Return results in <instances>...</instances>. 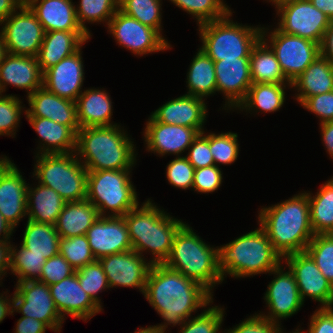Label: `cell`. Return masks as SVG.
<instances>
[{
    "mask_svg": "<svg viewBox=\"0 0 333 333\" xmlns=\"http://www.w3.org/2000/svg\"><path fill=\"white\" fill-rule=\"evenodd\" d=\"M143 295L165 321L154 325L160 333H166L168 325L181 326L193 312L213 303V294L202 284L164 264L152 265Z\"/></svg>",
    "mask_w": 333,
    "mask_h": 333,
    "instance_id": "1",
    "label": "cell"
},
{
    "mask_svg": "<svg viewBox=\"0 0 333 333\" xmlns=\"http://www.w3.org/2000/svg\"><path fill=\"white\" fill-rule=\"evenodd\" d=\"M258 215V225L282 258L304 252L315 235L306 191L278 204L263 207Z\"/></svg>",
    "mask_w": 333,
    "mask_h": 333,
    "instance_id": "2",
    "label": "cell"
},
{
    "mask_svg": "<svg viewBox=\"0 0 333 333\" xmlns=\"http://www.w3.org/2000/svg\"><path fill=\"white\" fill-rule=\"evenodd\" d=\"M121 128L116 124L78 130L75 154L87 171L132 170L138 153L132 139Z\"/></svg>",
    "mask_w": 333,
    "mask_h": 333,
    "instance_id": "3",
    "label": "cell"
},
{
    "mask_svg": "<svg viewBox=\"0 0 333 333\" xmlns=\"http://www.w3.org/2000/svg\"><path fill=\"white\" fill-rule=\"evenodd\" d=\"M139 204L123 217L132 249L144 257L152 254V264H163L169 257L178 230L186 223L161 210L151 199Z\"/></svg>",
    "mask_w": 333,
    "mask_h": 333,
    "instance_id": "4",
    "label": "cell"
},
{
    "mask_svg": "<svg viewBox=\"0 0 333 333\" xmlns=\"http://www.w3.org/2000/svg\"><path fill=\"white\" fill-rule=\"evenodd\" d=\"M282 260L284 259L274 249L260 226L227 244L218 246V268L223 280L228 274L234 278L270 274Z\"/></svg>",
    "mask_w": 333,
    "mask_h": 333,
    "instance_id": "5",
    "label": "cell"
},
{
    "mask_svg": "<svg viewBox=\"0 0 333 333\" xmlns=\"http://www.w3.org/2000/svg\"><path fill=\"white\" fill-rule=\"evenodd\" d=\"M166 267L197 281L213 293L224 280L218 268V246L207 244L188 223L176 233Z\"/></svg>",
    "mask_w": 333,
    "mask_h": 333,
    "instance_id": "6",
    "label": "cell"
},
{
    "mask_svg": "<svg viewBox=\"0 0 333 333\" xmlns=\"http://www.w3.org/2000/svg\"><path fill=\"white\" fill-rule=\"evenodd\" d=\"M226 17L198 25L201 49L214 62L223 59L249 58L252 47L261 38L262 27L234 22Z\"/></svg>",
    "mask_w": 333,
    "mask_h": 333,
    "instance_id": "7",
    "label": "cell"
},
{
    "mask_svg": "<svg viewBox=\"0 0 333 333\" xmlns=\"http://www.w3.org/2000/svg\"><path fill=\"white\" fill-rule=\"evenodd\" d=\"M131 171H88L86 199L98 209L100 216H124L139 204Z\"/></svg>",
    "mask_w": 333,
    "mask_h": 333,
    "instance_id": "8",
    "label": "cell"
},
{
    "mask_svg": "<svg viewBox=\"0 0 333 333\" xmlns=\"http://www.w3.org/2000/svg\"><path fill=\"white\" fill-rule=\"evenodd\" d=\"M33 177L55 190L66 202L86 199L88 171L75 152L35 155Z\"/></svg>",
    "mask_w": 333,
    "mask_h": 333,
    "instance_id": "9",
    "label": "cell"
},
{
    "mask_svg": "<svg viewBox=\"0 0 333 333\" xmlns=\"http://www.w3.org/2000/svg\"><path fill=\"white\" fill-rule=\"evenodd\" d=\"M267 29L262 27L261 38L274 51L285 77L292 83L320 56V45L277 28L270 33Z\"/></svg>",
    "mask_w": 333,
    "mask_h": 333,
    "instance_id": "10",
    "label": "cell"
},
{
    "mask_svg": "<svg viewBox=\"0 0 333 333\" xmlns=\"http://www.w3.org/2000/svg\"><path fill=\"white\" fill-rule=\"evenodd\" d=\"M1 25L7 53L37 57L45 32L36 14L25 2Z\"/></svg>",
    "mask_w": 333,
    "mask_h": 333,
    "instance_id": "11",
    "label": "cell"
},
{
    "mask_svg": "<svg viewBox=\"0 0 333 333\" xmlns=\"http://www.w3.org/2000/svg\"><path fill=\"white\" fill-rule=\"evenodd\" d=\"M107 28L117 44L134 55L142 56L171 49V44L156 29L125 15L119 9L109 20Z\"/></svg>",
    "mask_w": 333,
    "mask_h": 333,
    "instance_id": "12",
    "label": "cell"
},
{
    "mask_svg": "<svg viewBox=\"0 0 333 333\" xmlns=\"http://www.w3.org/2000/svg\"><path fill=\"white\" fill-rule=\"evenodd\" d=\"M13 295V312L46 323L60 333L63 321L50 293L49 285L39 280L17 282Z\"/></svg>",
    "mask_w": 333,
    "mask_h": 333,
    "instance_id": "13",
    "label": "cell"
},
{
    "mask_svg": "<svg viewBox=\"0 0 333 333\" xmlns=\"http://www.w3.org/2000/svg\"><path fill=\"white\" fill-rule=\"evenodd\" d=\"M278 30L321 44L331 20L309 0L291 2L276 8Z\"/></svg>",
    "mask_w": 333,
    "mask_h": 333,
    "instance_id": "14",
    "label": "cell"
},
{
    "mask_svg": "<svg viewBox=\"0 0 333 333\" xmlns=\"http://www.w3.org/2000/svg\"><path fill=\"white\" fill-rule=\"evenodd\" d=\"M287 267L294 275L300 296L304 303L308 296L321 303L320 308L333 305V286L321 273L315 261L306 252H297L283 257Z\"/></svg>",
    "mask_w": 333,
    "mask_h": 333,
    "instance_id": "15",
    "label": "cell"
},
{
    "mask_svg": "<svg viewBox=\"0 0 333 333\" xmlns=\"http://www.w3.org/2000/svg\"><path fill=\"white\" fill-rule=\"evenodd\" d=\"M270 273L274 274V279L269 283L267 291L264 294V301L269 312L267 315L263 312L259 314L281 325V320L290 318L296 314L304 303L294 275L289 268L288 271H284V267L280 264Z\"/></svg>",
    "mask_w": 333,
    "mask_h": 333,
    "instance_id": "16",
    "label": "cell"
},
{
    "mask_svg": "<svg viewBox=\"0 0 333 333\" xmlns=\"http://www.w3.org/2000/svg\"><path fill=\"white\" fill-rule=\"evenodd\" d=\"M28 185L9 157H0V213L14 229L27 216Z\"/></svg>",
    "mask_w": 333,
    "mask_h": 333,
    "instance_id": "17",
    "label": "cell"
},
{
    "mask_svg": "<svg viewBox=\"0 0 333 333\" xmlns=\"http://www.w3.org/2000/svg\"><path fill=\"white\" fill-rule=\"evenodd\" d=\"M106 274L110 288L134 287L142 294L145 292L146 281L152 262L136 251L112 254L99 259Z\"/></svg>",
    "mask_w": 333,
    "mask_h": 333,
    "instance_id": "18",
    "label": "cell"
},
{
    "mask_svg": "<svg viewBox=\"0 0 333 333\" xmlns=\"http://www.w3.org/2000/svg\"><path fill=\"white\" fill-rule=\"evenodd\" d=\"M86 236L96 260L132 250L123 216H100L87 230Z\"/></svg>",
    "mask_w": 333,
    "mask_h": 333,
    "instance_id": "19",
    "label": "cell"
},
{
    "mask_svg": "<svg viewBox=\"0 0 333 333\" xmlns=\"http://www.w3.org/2000/svg\"><path fill=\"white\" fill-rule=\"evenodd\" d=\"M146 150L160 156L174 154L180 156L191 146L199 132L193 127L158 122L152 115L144 128Z\"/></svg>",
    "mask_w": 333,
    "mask_h": 333,
    "instance_id": "20",
    "label": "cell"
},
{
    "mask_svg": "<svg viewBox=\"0 0 333 333\" xmlns=\"http://www.w3.org/2000/svg\"><path fill=\"white\" fill-rule=\"evenodd\" d=\"M214 66L217 92L226 99L222 109H236L252 85L249 58L223 59Z\"/></svg>",
    "mask_w": 333,
    "mask_h": 333,
    "instance_id": "21",
    "label": "cell"
},
{
    "mask_svg": "<svg viewBox=\"0 0 333 333\" xmlns=\"http://www.w3.org/2000/svg\"><path fill=\"white\" fill-rule=\"evenodd\" d=\"M49 289L53 301L64 319L65 315L69 314L70 317L86 322L103 310L81 287L76 272L60 282L49 285Z\"/></svg>",
    "mask_w": 333,
    "mask_h": 333,
    "instance_id": "22",
    "label": "cell"
},
{
    "mask_svg": "<svg viewBox=\"0 0 333 333\" xmlns=\"http://www.w3.org/2000/svg\"><path fill=\"white\" fill-rule=\"evenodd\" d=\"M81 48L43 73V86L55 95L76 102L82 93L84 67Z\"/></svg>",
    "mask_w": 333,
    "mask_h": 333,
    "instance_id": "23",
    "label": "cell"
},
{
    "mask_svg": "<svg viewBox=\"0 0 333 333\" xmlns=\"http://www.w3.org/2000/svg\"><path fill=\"white\" fill-rule=\"evenodd\" d=\"M7 85L26 89L27 97L43 87V72L37 57L7 53L0 64V94L6 92Z\"/></svg>",
    "mask_w": 333,
    "mask_h": 333,
    "instance_id": "24",
    "label": "cell"
},
{
    "mask_svg": "<svg viewBox=\"0 0 333 333\" xmlns=\"http://www.w3.org/2000/svg\"><path fill=\"white\" fill-rule=\"evenodd\" d=\"M29 108L23 112L26 117L51 119L69 126L75 133L80 129L77 122L76 102L61 98L48 91L44 86L27 97Z\"/></svg>",
    "mask_w": 333,
    "mask_h": 333,
    "instance_id": "25",
    "label": "cell"
},
{
    "mask_svg": "<svg viewBox=\"0 0 333 333\" xmlns=\"http://www.w3.org/2000/svg\"><path fill=\"white\" fill-rule=\"evenodd\" d=\"M207 103L202 98L184 94L169 100L151 115L161 123L193 127L199 133L204 131Z\"/></svg>",
    "mask_w": 333,
    "mask_h": 333,
    "instance_id": "26",
    "label": "cell"
},
{
    "mask_svg": "<svg viewBox=\"0 0 333 333\" xmlns=\"http://www.w3.org/2000/svg\"><path fill=\"white\" fill-rule=\"evenodd\" d=\"M90 38L91 36L86 31L45 32L37 55L42 72L44 73L62 59L77 52Z\"/></svg>",
    "mask_w": 333,
    "mask_h": 333,
    "instance_id": "27",
    "label": "cell"
},
{
    "mask_svg": "<svg viewBox=\"0 0 333 333\" xmlns=\"http://www.w3.org/2000/svg\"><path fill=\"white\" fill-rule=\"evenodd\" d=\"M36 14L44 32L84 31L79 25L72 0H24Z\"/></svg>",
    "mask_w": 333,
    "mask_h": 333,
    "instance_id": "28",
    "label": "cell"
},
{
    "mask_svg": "<svg viewBox=\"0 0 333 333\" xmlns=\"http://www.w3.org/2000/svg\"><path fill=\"white\" fill-rule=\"evenodd\" d=\"M110 95L104 89L89 88L76 100L77 122L80 128L113 126V107Z\"/></svg>",
    "mask_w": 333,
    "mask_h": 333,
    "instance_id": "29",
    "label": "cell"
},
{
    "mask_svg": "<svg viewBox=\"0 0 333 333\" xmlns=\"http://www.w3.org/2000/svg\"><path fill=\"white\" fill-rule=\"evenodd\" d=\"M26 119L43 142L37 147L39 150L36 155L75 152L76 133L69 126L41 117H26Z\"/></svg>",
    "mask_w": 333,
    "mask_h": 333,
    "instance_id": "30",
    "label": "cell"
},
{
    "mask_svg": "<svg viewBox=\"0 0 333 333\" xmlns=\"http://www.w3.org/2000/svg\"><path fill=\"white\" fill-rule=\"evenodd\" d=\"M292 89L298 92L294 97L299 105L308 97L333 91V63L320 55L292 82Z\"/></svg>",
    "mask_w": 333,
    "mask_h": 333,
    "instance_id": "31",
    "label": "cell"
},
{
    "mask_svg": "<svg viewBox=\"0 0 333 333\" xmlns=\"http://www.w3.org/2000/svg\"><path fill=\"white\" fill-rule=\"evenodd\" d=\"M100 217L98 209L87 199L66 202L55 223L60 238L86 235Z\"/></svg>",
    "mask_w": 333,
    "mask_h": 333,
    "instance_id": "32",
    "label": "cell"
},
{
    "mask_svg": "<svg viewBox=\"0 0 333 333\" xmlns=\"http://www.w3.org/2000/svg\"><path fill=\"white\" fill-rule=\"evenodd\" d=\"M66 201L52 188L40 183L27 189L28 220L55 225Z\"/></svg>",
    "mask_w": 333,
    "mask_h": 333,
    "instance_id": "33",
    "label": "cell"
},
{
    "mask_svg": "<svg viewBox=\"0 0 333 333\" xmlns=\"http://www.w3.org/2000/svg\"><path fill=\"white\" fill-rule=\"evenodd\" d=\"M292 88V83H252L245 99L236 110L271 113L279 111L285 102V89ZM253 108V109H252ZM259 109V110H258Z\"/></svg>",
    "mask_w": 333,
    "mask_h": 333,
    "instance_id": "34",
    "label": "cell"
},
{
    "mask_svg": "<svg viewBox=\"0 0 333 333\" xmlns=\"http://www.w3.org/2000/svg\"><path fill=\"white\" fill-rule=\"evenodd\" d=\"M249 61L252 83H291L285 77L274 51L262 38L252 47Z\"/></svg>",
    "mask_w": 333,
    "mask_h": 333,
    "instance_id": "35",
    "label": "cell"
},
{
    "mask_svg": "<svg viewBox=\"0 0 333 333\" xmlns=\"http://www.w3.org/2000/svg\"><path fill=\"white\" fill-rule=\"evenodd\" d=\"M187 72L186 94L207 100L217 92L214 61L201 49L194 56Z\"/></svg>",
    "mask_w": 333,
    "mask_h": 333,
    "instance_id": "36",
    "label": "cell"
},
{
    "mask_svg": "<svg viewBox=\"0 0 333 333\" xmlns=\"http://www.w3.org/2000/svg\"><path fill=\"white\" fill-rule=\"evenodd\" d=\"M306 193L314 234L333 233V177L319 188L315 196L310 191Z\"/></svg>",
    "mask_w": 333,
    "mask_h": 333,
    "instance_id": "37",
    "label": "cell"
},
{
    "mask_svg": "<svg viewBox=\"0 0 333 333\" xmlns=\"http://www.w3.org/2000/svg\"><path fill=\"white\" fill-rule=\"evenodd\" d=\"M59 241L55 225L27 220L22 245L30 253L49 259L59 254Z\"/></svg>",
    "mask_w": 333,
    "mask_h": 333,
    "instance_id": "38",
    "label": "cell"
},
{
    "mask_svg": "<svg viewBox=\"0 0 333 333\" xmlns=\"http://www.w3.org/2000/svg\"><path fill=\"white\" fill-rule=\"evenodd\" d=\"M118 9L119 0H80L79 5L75 6L78 23L90 36L86 22L108 25Z\"/></svg>",
    "mask_w": 333,
    "mask_h": 333,
    "instance_id": "39",
    "label": "cell"
},
{
    "mask_svg": "<svg viewBox=\"0 0 333 333\" xmlns=\"http://www.w3.org/2000/svg\"><path fill=\"white\" fill-rule=\"evenodd\" d=\"M162 0H119V10L162 35Z\"/></svg>",
    "mask_w": 333,
    "mask_h": 333,
    "instance_id": "40",
    "label": "cell"
},
{
    "mask_svg": "<svg viewBox=\"0 0 333 333\" xmlns=\"http://www.w3.org/2000/svg\"><path fill=\"white\" fill-rule=\"evenodd\" d=\"M196 18L198 25L222 19L231 13L223 0H169Z\"/></svg>",
    "mask_w": 333,
    "mask_h": 333,
    "instance_id": "41",
    "label": "cell"
},
{
    "mask_svg": "<svg viewBox=\"0 0 333 333\" xmlns=\"http://www.w3.org/2000/svg\"><path fill=\"white\" fill-rule=\"evenodd\" d=\"M16 247L12 245L10 273L18 278L17 282L38 280L46 258L30 253L22 244L18 247L20 249Z\"/></svg>",
    "mask_w": 333,
    "mask_h": 333,
    "instance_id": "42",
    "label": "cell"
},
{
    "mask_svg": "<svg viewBox=\"0 0 333 333\" xmlns=\"http://www.w3.org/2000/svg\"><path fill=\"white\" fill-rule=\"evenodd\" d=\"M305 251L333 286V233L315 234Z\"/></svg>",
    "mask_w": 333,
    "mask_h": 333,
    "instance_id": "43",
    "label": "cell"
},
{
    "mask_svg": "<svg viewBox=\"0 0 333 333\" xmlns=\"http://www.w3.org/2000/svg\"><path fill=\"white\" fill-rule=\"evenodd\" d=\"M59 254L67 260L75 271L96 260L86 235L60 238Z\"/></svg>",
    "mask_w": 333,
    "mask_h": 333,
    "instance_id": "44",
    "label": "cell"
},
{
    "mask_svg": "<svg viewBox=\"0 0 333 333\" xmlns=\"http://www.w3.org/2000/svg\"><path fill=\"white\" fill-rule=\"evenodd\" d=\"M205 307L197 316L190 317L180 326L179 333H221L225 309L221 306ZM222 333H225L223 331Z\"/></svg>",
    "mask_w": 333,
    "mask_h": 333,
    "instance_id": "45",
    "label": "cell"
},
{
    "mask_svg": "<svg viewBox=\"0 0 333 333\" xmlns=\"http://www.w3.org/2000/svg\"><path fill=\"white\" fill-rule=\"evenodd\" d=\"M81 287L91 297V299L100 307L101 299L98 293L109 289L106 274L99 260L87 264L76 271Z\"/></svg>",
    "mask_w": 333,
    "mask_h": 333,
    "instance_id": "46",
    "label": "cell"
},
{
    "mask_svg": "<svg viewBox=\"0 0 333 333\" xmlns=\"http://www.w3.org/2000/svg\"><path fill=\"white\" fill-rule=\"evenodd\" d=\"M238 134L233 132L211 133L210 132V151L214 159V164L231 165L239 155ZM219 164V165H218Z\"/></svg>",
    "mask_w": 333,
    "mask_h": 333,
    "instance_id": "47",
    "label": "cell"
},
{
    "mask_svg": "<svg viewBox=\"0 0 333 333\" xmlns=\"http://www.w3.org/2000/svg\"><path fill=\"white\" fill-rule=\"evenodd\" d=\"M16 95L0 94V136L16 135L20 117L25 107Z\"/></svg>",
    "mask_w": 333,
    "mask_h": 333,
    "instance_id": "48",
    "label": "cell"
},
{
    "mask_svg": "<svg viewBox=\"0 0 333 333\" xmlns=\"http://www.w3.org/2000/svg\"><path fill=\"white\" fill-rule=\"evenodd\" d=\"M194 171L186 156H177L167 164L166 178L172 186L189 190L193 186Z\"/></svg>",
    "mask_w": 333,
    "mask_h": 333,
    "instance_id": "49",
    "label": "cell"
},
{
    "mask_svg": "<svg viewBox=\"0 0 333 333\" xmlns=\"http://www.w3.org/2000/svg\"><path fill=\"white\" fill-rule=\"evenodd\" d=\"M75 272V269L67 260L62 255L57 254L56 256L46 259L38 280L47 285H51L60 282Z\"/></svg>",
    "mask_w": 333,
    "mask_h": 333,
    "instance_id": "50",
    "label": "cell"
},
{
    "mask_svg": "<svg viewBox=\"0 0 333 333\" xmlns=\"http://www.w3.org/2000/svg\"><path fill=\"white\" fill-rule=\"evenodd\" d=\"M188 151L186 157L195 169L215 165L210 151V134L205 135V131L194 138Z\"/></svg>",
    "mask_w": 333,
    "mask_h": 333,
    "instance_id": "51",
    "label": "cell"
},
{
    "mask_svg": "<svg viewBox=\"0 0 333 333\" xmlns=\"http://www.w3.org/2000/svg\"><path fill=\"white\" fill-rule=\"evenodd\" d=\"M222 176L221 168L216 165L195 169L192 189L197 193H213L221 186Z\"/></svg>",
    "mask_w": 333,
    "mask_h": 333,
    "instance_id": "52",
    "label": "cell"
},
{
    "mask_svg": "<svg viewBox=\"0 0 333 333\" xmlns=\"http://www.w3.org/2000/svg\"><path fill=\"white\" fill-rule=\"evenodd\" d=\"M281 325L272 322L260 314L255 313L246 318L232 329L224 330L225 333H284Z\"/></svg>",
    "mask_w": 333,
    "mask_h": 333,
    "instance_id": "53",
    "label": "cell"
},
{
    "mask_svg": "<svg viewBox=\"0 0 333 333\" xmlns=\"http://www.w3.org/2000/svg\"><path fill=\"white\" fill-rule=\"evenodd\" d=\"M301 106L318 116L319 124L333 121V91L308 97Z\"/></svg>",
    "mask_w": 333,
    "mask_h": 333,
    "instance_id": "54",
    "label": "cell"
},
{
    "mask_svg": "<svg viewBox=\"0 0 333 333\" xmlns=\"http://www.w3.org/2000/svg\"><path fill=\"white\" fill-rule=\"evenodd\" d=\"M306 333H333V308H318L312 314ZM297 328L292 333H303ZM305 333V332H304Z\"/></svg>",
    "mask_w": 333,
    "mask_h": 333,
    "instance_id": "55",
    "label": "cell"
},
{
    "mask_svg": "<svg viewBox=\"0 0 333 333\" xmlns=\"http://www.w3.org/2000/svg\"><path fill=\"white\" fill-rule=\"evenodd\" d=\"M15 326L14 333H45L47 328L50 329L46 323L26 316L19 318Z\"/></svg>",
    "mask_w": 333,
    "mask_h": 333,
    "instance_id": "56",
    "label": "cell"
},
{
    "mask_svg": "<svg viewBox=\"0 0 333 333\" xmlns=\"http://www.w3.org/2000/svg\"><path fill=\"white\" fill-rule=\"evenodd\" d=\"M11 249L12 244L10 240L0 241V286L2 284V276L7 275L6 273L11 267Z\"/></svg>",
    "mask_w": 333,
    "mask_h": 333,
    "instance_id": "57",
    "label": "cell"
},
{
    "mask_svg": "<svg viewBox=\"0 0 333 333\" xmlns=\"http://www.w3.org/2000/svg\"><path fill=\"white\" fill-rule=\"evenodd\" d=\"M320 55L333 63V21L330 22L320 44Z\"/></svg>",
    "mask_w": 333,
    "mask_h": 333,
    "instance_id": "58",
    "label": "cell"
},
{
    "mask_svg": "<svg viewBox=\"0 0 333 333\" xmlns=\"http://www.w3.org/2000/svg\"><path fill=\"white\" fill-rule=\"evenodd\" d=\"M323 144L326 146V152L333 158V121L319 124Z\"/></svg>",
    "mask_w": 333,
    "mask_h": 333,
    "instance_id": "59",
    "label": "cell"
},
{
    "mask_svg": "<svg viewBox=\"0 0 333 333\" xmlns=\"http://www.w3.org/2000/svg\"><path fill=\"white\" fill-rule=\"evenodd\" d=\"M24 0H0V24L7 19Z\"/></svg>",
    "mask_w": 333,
    "mask_h": 333,
    "instance_id": "60",
    "label": "cell"
},
{
    "mask_svg": "<svg viewBox=\"0 0 333 333\" xmlns=\"http://www.w3.org/2000/svg\"><path fill=\"white\" fill-rule=\"evenodd\" d=\"M8 290L3 293H0V323L4 320V318L8 315H14V312H13V296L12 298H8V297H11L10 295L7 296V293ZM4 295H6L4 297Z\"/></svg>",
    "mask_w": 333,
    "mask_h": 333,
    "instance_id": "61",
    "label": "cell"
},
{
    "mask_svg": "<svg viewBox=\"0 0 333 333\" xmlns=\"http://www.w3.org/2000/svg\"><path fill=\"white\" fill-rule=\"evenodd\" d=\"M314 7L322 11L327 17L333 21V0H309Z\"/></svg>",
    "mask_w": 333,
    "mask_h": 333,
    "instance_id": "62",
    "label": "cell"
},
{
    "mask_svg": "<svg viewBox=\"0 0 333 333\" xmlns=\"http://www.w3.org/2000/svg\"><path fill=\"white\" fill-rule=\"evenodd\" d=\"M13 232H15L14 228L4 219L3 215L0 213V241L10 240Z\"/></svg>",
    "mask_w": 333,
    "mask_h": 333,
    "instance_id": "63",
    "label": "cell"
},
{
    "mask_svg": "<svg viewBox=\"0 0 333 333\" xmlns=\"http://www.w3.org/2000/svg\"><path fill=\"white\" fill-rule=\"evenodd\" d=\"M134 333H160V331L155 326H147L145 328L141 327L136 329Z\"/></svg>",
    "mask_w": 333,
    "mask_h": 333,
    "instance_id": "64",
    "label": "cell"
},
{
    "mask_svg": "<svg viewBox=\"0 0 333 333\" xmlns=\"http://www.w3.org/2000/svg\"><path fill=\"white\" fill-rule=\"evenodd\" d=\"M6 54H7V49H6L5 43L3 41V38H2V35L0 32V64L4 60Z\"/></svg>",
    "mask_w": 333,
    "mask_h": 333,
    "instance_id": "65",
    "label": "cell"
},
{
    "mask_svg": "<svg viewBox=\"0 0 333 333\" xmlns=\"http://www.w3.org/2000/svg\"><path fill=\"white\" fill-rule=\"evenodd\" d=\"M268 2H272L271 4L275 6V8H278L279 6L291 3V2H296V1H301V0H266Z\"/></svg>",
    "mask_w": 333,
    "mask_h": 333,
    "instance_id": "66",
    "label": "cell"
}]
</instances>
